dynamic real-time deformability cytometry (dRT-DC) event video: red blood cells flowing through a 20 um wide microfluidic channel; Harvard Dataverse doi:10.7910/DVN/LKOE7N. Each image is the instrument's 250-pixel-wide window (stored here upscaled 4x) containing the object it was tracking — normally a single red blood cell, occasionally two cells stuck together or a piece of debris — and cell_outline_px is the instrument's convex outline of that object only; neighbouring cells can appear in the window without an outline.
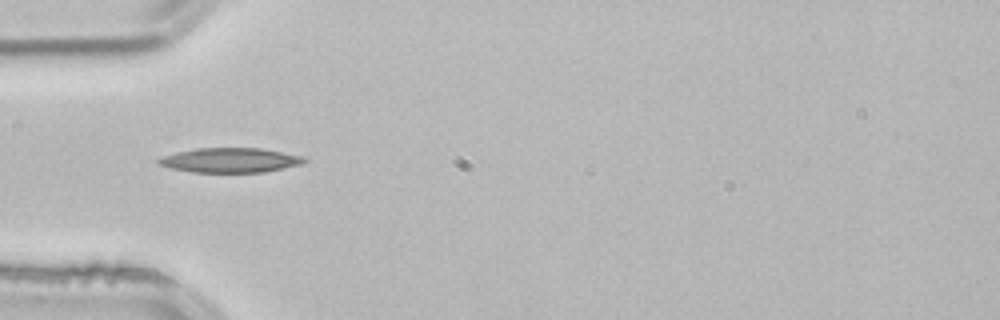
{"species": "common noctule bat (a hibernating species)", "species_latin": "Nyctalus noctula", "temperature_condition": "room temperature", "stored_images_in_passage": 2, "camera_frame_rate_fps": 3000, "um_per_image_px": 0.085, "animal": {"sex": "male", "body_mass_g": 21.5, "forearm_length_mm": 52.0}, "frame": {"image": 1, "passage_image": 1, "time_ms": 0.0, "image_size_px": [1000, 320], "cell_outline_px": [[308, 160], [300, 164], [284, 168], [264, 172], [192, 172], [172, 168], [156, 164], [156, 160], [160, 156], [176, 152], [196, 148], [260, 148], [304, 156]], "centroid_in_image_um": [19.53, 13.61], "position_along_channel_um": 65.5, "area_um2": 20.98}}